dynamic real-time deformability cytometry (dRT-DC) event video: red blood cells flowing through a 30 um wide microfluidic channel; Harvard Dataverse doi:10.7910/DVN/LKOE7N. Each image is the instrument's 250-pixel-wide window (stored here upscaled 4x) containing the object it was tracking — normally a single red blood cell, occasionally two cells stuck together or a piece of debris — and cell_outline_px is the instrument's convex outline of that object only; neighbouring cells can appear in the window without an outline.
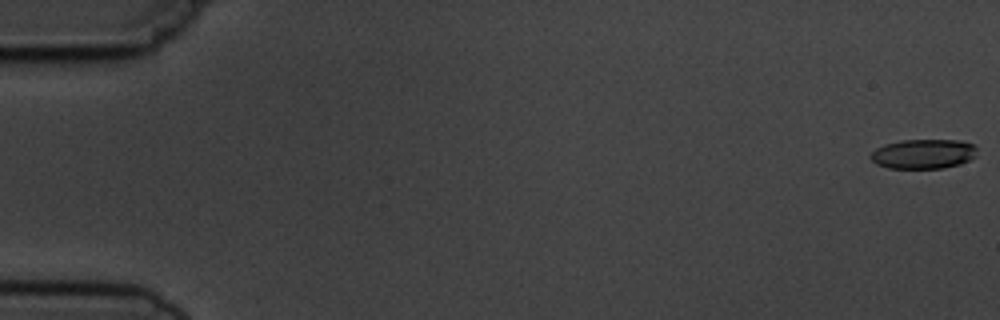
{"species": "common noctule bat (a hibernating species)", "species_latin": "Nyctalus noctula", "temperature_condition": "cold", "stored_images_in_passage": 6, "camera_frame_rate_fps": 3000, "um_per_image_px": 0.085, "animal": {"sex": "male", "body_mass_g": 19.5, "forearm_length_mm": 54.6}, "frame": {"image": 1, "passage_image": 1, "time_ms": 0.0, "image_size_px": [1000, 320], "cell_outline_px": [[976, 156], [960, 164], [944, 168], [888, 168], [876, 164], [868, 156], [876, 148], [884, 144], [900, 140], [956, 140], [972, 144], [976, 148]], "centroid_in_image_um": [78.45, 13.08], "position_along_channel_um": 6.6, "area_um2": 18.38}}
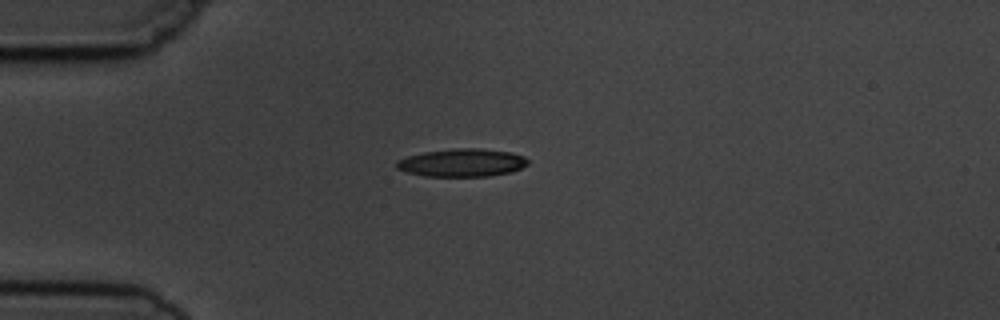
{"frame": {"image": 2, "passage_image": 5, "time_ms": 4.667, "image_size_px": [1000, 320], "cell_outline_px": [[528, 164], [512, 172], [488, 176], [424, 176], [408, 172], [396, 168], [396, 160], [408, 156], [424, 152], [456, 148], [480, 148], [512, 152], [524, 156], [528, 160]], "centroid_in_image_um": [39.29, 13.82], "position_along_channel_um": 45.7, "area_um2": 21.39}}